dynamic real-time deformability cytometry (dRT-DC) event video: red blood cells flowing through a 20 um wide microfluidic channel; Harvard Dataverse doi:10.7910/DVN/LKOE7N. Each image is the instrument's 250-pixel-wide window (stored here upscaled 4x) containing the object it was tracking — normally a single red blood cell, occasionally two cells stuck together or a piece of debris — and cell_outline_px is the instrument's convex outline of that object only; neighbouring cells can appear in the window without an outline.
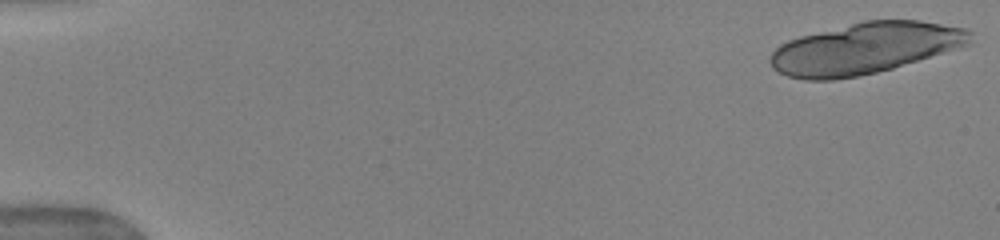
{"species": "human", "species_latin": "Homo sapiens", "temperature_condition": "warm", "stored_images_in_passage": 19, "camera_frame_rate_fps": 3000, "um_per_image_px": 0.085, "donor": {"sex": "female"}, "frame": {"image": 1, "passage_image": 1, "time_ms": 0.0, "image_size_px": [1000, 240], "cell_outline_px": [[972, 44], [892, 68], [876, 72], [856, 76], [832, 80], [804, 80], [788, 76], [772, 68], [768, 60], [772, 52], [780, 44], [788, 40], [800, 36], [864, 20], [920, 20], [964, 28], [972, 32]], "centroid_in_image_um": [73.52, 4.1], "position_along_channel_um": 11.5, "area_um2": 59.53}}